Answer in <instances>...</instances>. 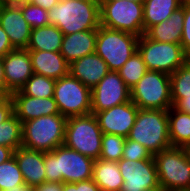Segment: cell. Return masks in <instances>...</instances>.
<instances>
[{
    "instance_id": "obj_1",
    "label": "cell",
    "mask_w": 190,
    "mask_h": 191,
    "mask_svg": "<svg viewBox=\"0 0 190 191\" xmlns=\"http://www.w3.org/2000/svg\"><path fill=\"white\" fill-rule=\"evenodd\" d=\"M95 160L64 145L44 152L46 182L76 183L92 179Z\"/></svg>"
},
{
    "instance_id": "obj_2",
    "label": "cell",
    "mask_w": 190,
    "mask_h": 191,
    "mask_svg": "<svg viewBox=\"0 0 190 191\" xmlns=\"http://www.w3.org/2000/svg\"><path fill=\"white\" fill-rule=\"evenodd\" d=\"M50 25L64 35L100 27L99 0H60L48 11Z\"/></svg>"
},
{
    "instance_id": "obj_3",
    "label": "cell",
    "mask_w": 190,
    "mask_h": 191,
    "mask_svg": "<svg viewBox=\"0 0 190 191\" xmlns=\"http://www.w3.org/2000/svg\"><path fill=\"white\" fill-rule=\"evenodd\" d=\"M127 138L143 145L152 155L172 147L168 110L139 109Z\"/></svg>"
},
{
    "instance_id": "obj_4",
    "label": "cell",
    "mask_w": 190,
    "mask_h": 191,
    "mask_svg": "<svg viewBox=\"0 0 190 191\" xmlns=\"http://www.w3.org/2000/svg\"><path fill=\"white\" fill-rule=\"evenodd\" d=\"M67 118L62 114L41 116L22 123V146L50 152L64 143Z\"/></svg>"
},
{
    "instance_id": "obj_5",
    "label": "cell",
    "mask_w": 190,
    "mask_h": 191,
    "mask_svg": "<svg viewBox=\"0 0 190 191\" xmlns=\"http://www.w3.org/2000/svg\"><path fill=\"white\" fill-rule=\"evenodd\" d=\"M153 158L159 184L165 191H190V160L184 147H170Z\"/></svg>"
},
{
    "instance_id": "obj_6",
    "label": "cell",
    "mask_w": 190,
    "mask_h": 191,
    "mask_svg": "<svg viewBox=\"0 0 190 191\" xmlns=\"http://www.w3.org/2000/svg\"><path fill=\"white\" fill-rule=\"evenodd\" d=\"M102 135L94 114L68 117L63 145L97 160L101 154Z\"/></svg>"
},
{
    "instance_id": "obj_7",
    "label": "cell",
    "mask_w": 190,
    "mask_h": 191,
    "mask_svg": "<svg viewBox=\"0 0 190 191\" xmlns=\"http://www.w3.org/2000/svg\"><path fill=\"white\" fill-rule=\"evenodd\" d=\"M139 36L101 26L97 29L95 53L110 71L119 70L138 51Z\"/></svg>"
},
{
    "instance_id": "obj_8",
    "label": "cell",
    "mask_w": 190,
    "mask_h": 191,
    "mask_svg": "<svg viewBox=\"0 0 190 191\" xmlns=\"http://www.w3.org/2000/svg\"><path fill=\"white\" fill-rule=\"evenodd\" d=\"M131 101L139 109L168 110L172 105L170 75L148 70L130 90Z\"/></svg>"
},
{
    "instance_id": "obj_9",
    "label": "cell",
    "mask_w": 190,
    "mask_h": 191,
    "mask_svg": "<svg viewBox=\"0 0 190 191\" xmlns=\"http://www.w3.org/2000/svg\"><path fill=\"white\" fill-rule=\"evenodd\" d=\"M138 52L141 54L147 70L171 75L190 58L184 53L181 44L158 42L145 34L139 37Z\"/></svg>"
},
{
    "instance_id": "obj_10",
    "label": "cell",
    "mask_w": 190,
    "mask_h": 191,
    "mask_svg": "<svg viewBox=\"0 0 190 191\" xmlns=\"http://www.w3.org/2000/svg\"><path fill=\"white\" fill-rule=\"evenodd\" d=\"M100 25L136 36L144 34L143 3L133 1H99Z\"/></svg>"
},
{
    "instance_id": "obj_11",
    "label": "cell",
    "mask_w": 190,
    "mask_h": 191,
    "mask_svg": "<svg viewBox=\"0 0 190 191\" xmlns=\"http://www.w3.org/2000/svg\"><path fill=\"white\" fill-rule=\"evenodd\" d=\"M54 100L66 118L91 114V89L70 74L56 80Z\"/></svg>"
},
{
    "instance_id": "obj_12",
    "label": "cell",
    "mask_w": 190,
    "mask_h": 191,
    "mask_svg": "<svg viewBox=\"0 0 190 191\" xmlns=\"http://www.w3.org/2000/svg\"><path fill=\"white\" fill-rule=\"evenodd\" d=\"M130 89L117 71H109L91 90V112H101L129 102Z\"/></svg>"
},
{
    "instance_id": "obj_13",
    "label": "cell",
    "mask_w": 190,
    "mask_h": 191,
    "mask_svg": "<svg viewBox=\"0 0 190 191\" xmlns=\"http://www.w3.org/2000/svg\"><path fill=\"white\" fill-rule=\"evenodd\" d=\"M117 163L124 180L120 191H144L160 187L154 158L139 161L121 158Z\"/></svg>"
},
{
    "instance_id": "obj_14",
    "label": "cell",
    "mask_w": 190,
    "mask_h": 191,
    "mask_svg": "<svg viewBox=\"0 0 190 191\" xmlns=\"http://www.w3.org/2000/svg\"><path fill=\"white\" fill-rule=\"evenodd\" d=\"M139 108L130 100L101 112H91L97 118L103 134L128 137L133 127Z\"/></svg>"
},
{
    "instance_id": "obj_15",
    "label": "cell",
    "mask_w": 190,
    "mask_h": 191,
    "mask_svg": "<svg viewBox=\"0 0 190 191\" xmlns=\"http://www.w3.org/2000/svg\"><path fill=\"white\" fill-rule=\"evenodd\" d=\"M6 95L20 90L34 74L27 49L16 48L3 57Z\"/></svg>"
},
{
    "instance_id": "obj_16",
    "label": "cell",
    "mask_w": 190,
    "mask_h": 191,
    "mask_svg": "<svg viewBox=\"0 0 190 191\" xmlns=\"http://www.w3.org/2000/svg\"><path fill=\"white\" fill-rule=\"evenodd\" d=\"M0 26L5 30L15 49L27 48L32 28L24 18L19 6L0 3Z\"/></svg>"
},
{
    "instance_id": "obj_17",
    "label": "cell",
    "mask_w": 190,
    "mask_h": 191,
    "mask_svg": "<svg viewBox=\"0 0 190 191\" xmlns=\"http://www.w3.org/2000/svg\"><path fill=\"white\" fill-rule=\"evenodd\" d=\"M10 96L14 105V114L22 123L41 116L60 114L54 97H30L21 90L12 92Z\"/></svg>"
},
{
    "instance_id": "obj_18",
    "label": "cell",
    "mask_w": 190,
    "mask_h": 191,
    "mask_svg": "<svg viewBox=\"0 0 190 191\" xmlns=\"http://www.w3.org/2000/svg\"><path fill=\"white\" fill-rule=\"evenodd\" d=\"M109 71L106 62L95 52L69 65V74L91 90Z\"/></svg>"
},
{
    "instance_id": "obj_19",
    "label": "cell",
    "mask_w": 190,
    "mask_h": 191,
    "mask_svg": "<svg viewBox=\"0 0 190 191\" xmlns=\"http://www.w3.org/2000/svg\"><path fill=\"white\" fill-rule=\"evenodd\" d=\"M26 186L35 187L46 182L44 152L19 147L13 153Z\"/></svg>"
},
{
    "instance_id": "obj_20",
    "label": "cell",
    "mask_w": 190,
    "mask_h": 191,
    "mask_svg": "<svg viewBox=\"0 0 190 191\" xmlns=\"http://www.w3.org/2000/svg\"><path fill=\"white\" fill-rule=\"evenodd\" d=\"M97 30L75 32L63 36L60 53L70 65L72 62L95 52Z\"/></svg>"
},
{
    "instance_id": "obj_21",
    "label": "cell",
    "mask_w": 190,
    "mask_h": 191,
    "mask_svg": "<svg viewBox=\"0 0 190 191\" xmlns=\"http://www.w3.org/2000/svg\"><path fill=\"white\" fill-rule=\"evenodd\" d=\"M33 72L57 80L69 74V64L60 51H29Z\"/></svg>"
},
{
    "instance_id": "obj_22",
    "label": "cell",
    "mask_w": 190,
    "mask_h": 191,
    "mask_svg": "<svg viewBox=\"0 0 190 191\" xmlns=\"http://www.w3.org/2000/svg\"><path fill=\"white\" fill-rule=\"evenodd\" d=\"M184 4L175 10L172 15L159 24L150 27L145 35L158 42L180 44L183 32Z\"/></svg>"
},
{
    "instance_id": "obj_23",
    "label": "cell",
    "mask_w": 190,
    "mask_h": 191,
    "mask_svg": "<svg viewBox=\"0 0 190 191\" xmlns=\"http://www.w3.org/2000/svg\"><path fill=\"white\" fill-rule=\"evenodd\" d=\"M63 36L62 31L54 25L32 29L26 49L28 51H60Z\"/></svg>"
},
{
    "instance_id": "obj_24",
    "label": "cell",
    "mask_w": 190,
    "mask_h": 191,
    "mask_svg": "<svg viewBox=\"0 0 190 191\" xmlns=\"http://www.w3.org/2000/svg\"><path fill=\"white\" fill-rule=\"evenodd\" d=\"M92 179L102 191H120L124 182L118 163L101 159L94 162Z\"/></svg>"
},
{
    "instance_id": "obj_25",
    "label": "cell",
    "mask_w": 190,
    "mask_h": 191,
    "mask_svg": "<svg viewBox=\"0 0 190 191\" xmlns=\"http://www.w3.org/2000/svg\"><path fill=\"white\" fill-rule=\"evenodd\" d=\"M181 5V0H145L143 2L144 34L150 27L166 21Z\"/></svg>"
},
{
    "instance_id": "obj_26",
    "label": "cell",
    "mask_w": 190,
    "mask_h": 191,
    "mask_svg": "<svg viewBox=\"0 0 190 191\" xmlns=\"http://www.w3.org/2000/svg\"><path fill=\"white\" fill-rule=\"evenodd\" d=\"M169 140L172 147H185L190 144V114L168 109Z\"/></svg>"
},
{
    "instance_id": "obj_27",
    "label": "cell",
    "mask_w": 190,
    "mask_h": 191,
    "mask_svg": "<svg viewBox=\"0 0 190 191\" xmlns=\"http://www.w3.org/2000/svg\"><path fill=\"white\" fill-rule=\"evenodd\" d=\"M26 187L14 155L0 164V191H17Z\"/></svg>"
},
{
    "instance_id": "obj_28",
    "label": "cell",
    "mask_w": 190,
    "mask_h": 191,
    "mask_svg": "<svg viewBox=\"0 0 190 191\" xmlns=\"http://www.w3.org/2000/svg\"><path fill=\"white\" fill-rule=\"evenodd\" d=\"M147 71L146 64L138 51L135 52L119 70H117L118 74L130 90Z\"/></svg>"
},
{
    "instance_id": "obj_29",
    "label": "cell",
    "mask_w": 190,
    "mask_h": 191,
    "mask_svg": "<svg viewBox=\"0 0 190 191\" xmlns=\"http://www.w3.org/2000/svg\"><path fill=\"white\" fill-rule=\"evenodd\" d=\"M172 105L182 97H190V59L170 75Z\"/></svg>"
},
{
    "instance_id": "obj_30",
    "label": "cell",
    "mask_w": 190,
    "mask_h": 191,
    "mask_svg": "<svg viewBox=\"0 0 190 191\" xmlns=\"http://www.w3.org/2000/svg\"><path fill=\"white\" fill-rule=\"evenodd\" d=\"M0 145L14 151L22 146V122L15 114L0 124Z\"/></svg>"
},
{
    "instance_id": "obj_31",
    "label": "cell",
    "mask_w": 190,
    "mask_h": 191,
    "mask_svg": "<svg viewBox=\"0 0 190 191\" xmlns=\"http://www.w3.org/2000/svg\"><path fill=\"white\" fill-rule=\"evenodd\" d=\"M55 82L54 79L34 73L20 90L30 97H54Z\"/></svg>"
},
{
    "instance_id": "obj_32",
    "label": "cell",
    "mask_w": 190,
    "mask_h": 191,
    "mask_svg": "<svg viewBox=\"0 0 190 191\" xmlns=\"http://www.w3.org/2000/svg\"><path fill=\"white\" fill-rule=\"evenodd\" d=\"M126 137L114 134H103L99 159L118 162L123 155Z\"/></svg>"
},
{
    "instance_id": "obj_33",
    "label": "cell",
    "mask_w": 190,
    "mask_h": 191,
    "mask_svg": "<svg viewBox=\"0 0 190 191\" xmlns=\"http://www.w3.org/2000/svg\"><path fill=\"white\" fill-rule=\"evenodd\" d=\"M24 18L32 29L50 25L48 11L33 3L19 5Z\"/></svg>"
},
{
    "instance_id": "obj_34",
    "label": "cell",
    "mask_w": 190,
    "mask_h": 191,
    "mask_svg": "<svg viewBox=\"0 0 190 191\" xmlns=\"http://www.w3.org/2000/svg\"><path fill=\"white\" fill-rule=\"evenodd\" d=\"M122 158L139 161L152 159L153 155L140 143L126 138Z\"/></svg>"
},
{
    "instance_id": "obj_35",
    "label": "cell",
    "mask_w": 190,
    "mask_h": 191,
    "mask_svg": "<svg viewBox=\"0 0 190 191\" xmlns=\"http://www.w3.org/2000/svg\"><path fill=\"white\" fill-rule=\"evenodd\" d=\"M181 46L184 53L190 58V6L184 4L183 32Z\"/></svg>"
},
{
    "instance_id": "obj_36",
    "label": "cell",
    "mask_w": 190,
    "mask_h": 191,
    "mask_svg": "<svg viewBox=\"0 0 190 191\" xmlns=\"http://www.w3.org/2000/svg\"><path fill=\"white\" fill-rule=\"evenodd\" d=\"M62 191H102L100 187L89 179L76 183H62Z\"/></svg>"
},
{
    "instance_id": "obj_37",
    "label": "cell",
    "mask_w": 190,
    "mask_h": 191,
    "mask_svg": "<svg viewBox=\"0 0 190 191\" xmlns=\"http://www.w3.org/2000/svg\"><path fill=\"white\" fill-rule=\"evenodd\" d=\"M14 114V105L10 95L0 96V124Z\"/></svg>"
},
{
    "instance_id": "obj_38",
    "label": "cell",
    "mask_w": 190,
    "mask_h": 191,
    "mask_svg": "<svg viewBox=\"0 0 190 191\" xmlns=\"http://www.w3.org/2000/svg\"><path fill=\"white\" fill-rule=\"evenodd\" d=\"M14 49L5 30L0 26V58Z\"/></svg>"
},
{
    "instance_id": "obj_39",
    "label": "cell",
    "mask_w": 190,
    "mask_h": 191,
    "mask_svg": "<svg viewBox=\"0 0 190 191\" xmlns=\"http://www.w3.org/2000/svg\"><path fill=\"white\" fill-rule=\"evenodd\" d=\"M173 107L180 112L190 114V97L180 98Z\"/></svg>"
},
{
    "instance_id": "obj_40",
    "label": "cell",
    "mask_w": 190,
    "mask_h": 191,
    "mask_svg": "<svg viewBox=\"0 0 190 191\" xmlns=\"http://www.w3.org/2000/svg\"><path fill=\"white\" fill-rule=\"evenodd\" d=\"M34 188L35 191H62V183L43 182Z\"/></svg>"
},
{
    "instance_id": "obj_41",
    "label": "cell",
    "mask_w": 190,
    "mask_h": 191,
    "mask_svg": "<svg viewBox=\"0 0 190 191\" xmlns=\"http://www.w3.org/2000/svg\"><path fill=\"white\" fill-rule=\"evenodd\" d=\"M60 0H32L31 3L38 5L49 11L53 6L57 5Z\"/></svg>"
},
{
    "instance_id": "obj_42",
    "label": "cell",
    "mask_w": 190,
    "mask_h": 191,
    "mask_svg": "<svg viewBox=\"0 0 190 191\" xmlns=\"http://www.w3.org/2000/svg\"><path fill=\"white\" fill-rule=\"evenodd\" d=\"M14 150L10 147L0 145V164L13 156Z\"/></svg>"
},
{
    "instance_id": "obj_43",
    "label": "cell",
    "mask_w": 190,
    "mask_h": 191,
    "mask_svg": "<svg viewBox=\"0 0 190 191\" xmlns=\"http://www.w3.org/2000/svg\"><path fill=\"white\" fill-rule=\"evenodd\" d=\"M0 96H6V83L4 78L3 58H0Z\"/></svg>"
},
{
    "instance_id": "obj_44",
    "label": "cell",
    "mask_w": 190,
    "mask_h": 191,
    "mask_svg": "<svg viewBox=\"0 0 190 191\" xmlns=\"http://www.w3.org/2000/svg\"><path fill=\"white\" fill-rule=\"evenodd\" d=\"M31 2L32 0H0V3L6 4V5H12V6H19V5L28 4Z\"/></svg>"
},
{
    "instance_id": "obj_45",
    "label": "cell",
    "mask_w": 190,
    "mask_h": 191,
    "mask_svg": "<svg viewBox=\"0 0 190 191\" xmlns=\"http://www.w3.org/2000/svg\"><path fill=\"white\" fill-rule=\"evenodd\" d=\"M99 1H119V0H99ZM125 1H133L136 3H143L145 0H125Z\"/></svg>"
},
{
    "instance_id": "obj_46",
    "label": "cell",
    "mask_w": 190,
    "mask_h": 191,
    "mask_svg": "<svg viewBox=\"0 0 190 191\" xmlns=\"http://www.w3.org/2000/svg\"><path fill=\"white\" fill-rule=\"evenodd\" d=\"M144 191H165V190L160 186V187H156V188L147 189Z\"/></svg>"
},
{
    "instance_id": "obj_47",
    "label": "cell",
    "mask_w": 190,
    "mask_h": 191,
    "mask_svg": "<svg viewBox=\"0 0 190 191\" xmlns=\"http://www.w3.org/2000/svg\"><path fill=\"white\" fill-rule=\"evenodd\" d=\"M17 191H35L34 187L26 186L23 190H17Z\"/></svg>"
},
{
    "instance_id": "obj_48",
    "label": "cell",
    "mask_w": 190,
    "mask_h": 191,
    "mask_svg": "<svg viewBox=\"0 0 190 191\" xmlns=\"http://www.w3.org/2000/svg\"><path fill=\"white\" fill-rule=\"evenodd\" d=\"M184 149H185V151H186V153H187V155H188V158H189V160H190V144L187 145V146H185Z\"/></svg>"
},
{
    "instance_id": "obj_49",
    "label": "cell",
    "mask_w": 190,
    "mask_h": 191,
    "mask_svg": "<svg viewBox=\"0 0 190 191\" xmlns=\"http://www.w3.org/2000/svg\"><path fill=\"white\" fill-rule=\"evenodd\" d=\"M181 1H182V4L190 6V0H181Z\"/></svg>"
}]
</instances>
